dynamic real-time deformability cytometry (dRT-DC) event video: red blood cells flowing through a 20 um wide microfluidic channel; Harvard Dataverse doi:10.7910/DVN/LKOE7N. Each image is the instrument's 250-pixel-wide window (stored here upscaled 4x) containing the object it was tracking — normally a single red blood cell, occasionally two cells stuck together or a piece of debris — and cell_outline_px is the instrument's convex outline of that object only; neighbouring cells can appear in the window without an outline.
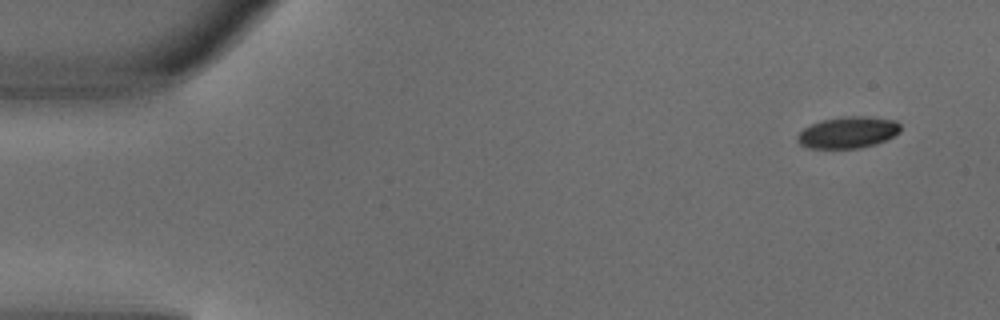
{"species": "common noctule bat (a hibernating species)", "species_latin": "Nyctalus noctula", "temperature_condition": "warm", "stored_images_in_passage": 5, "segment_of_instrument_passage": [1, 2], "camera_frame_rate_fps": 3000, "um_per_image_px": 0.085, "animal": {"sex": "male", "body_mass_g": 18.8}, "frame": {"image": 1, "passage_image": 1, "time_ms": 0.0, "image_size_px": [1000, 320], "cell_outline_px": [[900, 132], [876, 144], [860, 148], [808, 148], [800, 144], [796, 140], [796, 136], [804, 128], [820, 120], [844, 116], [872, 116], [896, 120], [900, 124]], "centroid_in_image_um": [72.07, 11.24], "position_along_channel_um": 12.9, "area_um2": 19.07}}